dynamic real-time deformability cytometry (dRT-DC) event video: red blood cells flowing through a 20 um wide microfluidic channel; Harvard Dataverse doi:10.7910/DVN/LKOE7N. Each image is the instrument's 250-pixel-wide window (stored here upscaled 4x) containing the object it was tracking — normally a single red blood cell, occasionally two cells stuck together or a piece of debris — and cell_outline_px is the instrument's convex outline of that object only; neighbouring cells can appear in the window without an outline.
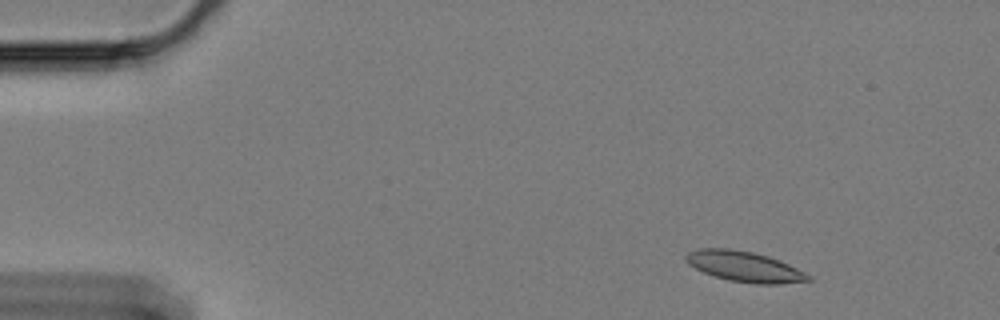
{"species": "Egyptian fruit bat (a non-hibernating species)", "species_latin": "Rousettus aegyptiacus", "temperature_condition": "cold", "stored_images_in_passage": 54, "camera_frame_rate_fps": 3000, "um_per_image_px": 0.085, "animal": {"sex": "female"}, "frame": {"image": 1, "passage_image": 1, "time_ms": 0.0, "image_size_px": [1000, 320], "cell_outline_px": [[812, 280], [780, 284], [756, 284], [728, 280], [704, 272], [688, 264], [684, 260], [684, 256], [688, 252], [700, 248], [732, 248], [752, 252], [768, 256], [780, 260], [812, 276]], "centroid_in_image_um": [63.27, 22.65], "position_along_channel_um": 21.7, "area_um2": 21.73}}
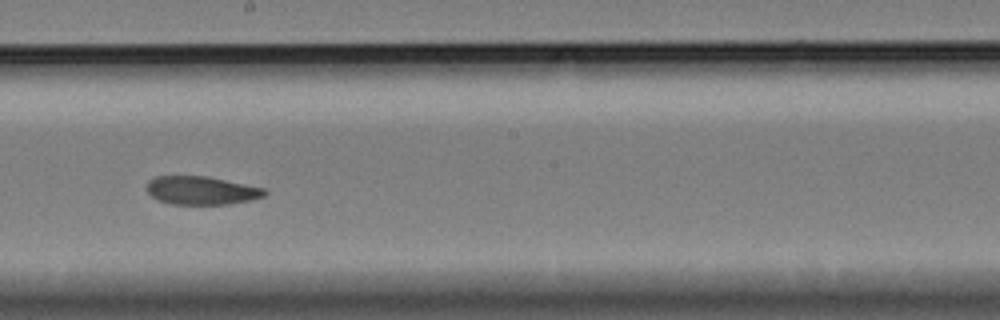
{"frame": {"image": 2, "passage_image": 28, "time_ms": 9.0, "image_size_px": [1000, 320], "cell_outline_px": [[268, 192], [264, 196], [252, 200], [228, 204], [172, 204], [156, 200], [148, 192], [148, 180], [156, 176], [208, 176], [264, 188]], "centroid_in_image_um": [17.13, 16.19], "position_along_channel_um": 231.1, "area_um2": 19.48}}
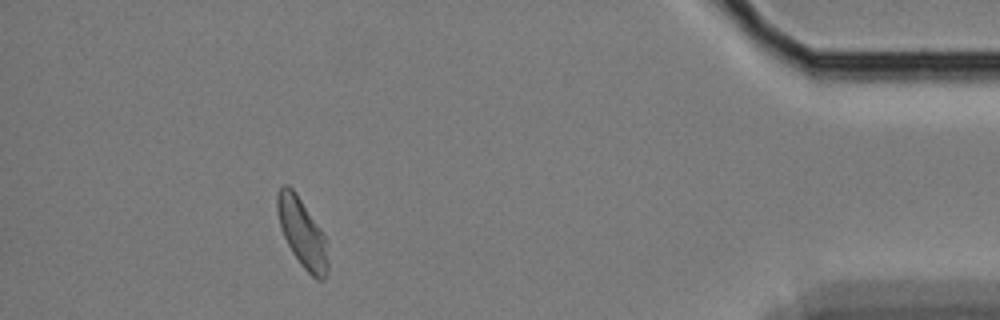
{"frame": {"image": 3, "passage_image": 49, "time_ms": 16.0, "image_size_px": [1000, 320], "cell_outline_px": [[328, 272], [324, 280], [316, 280], [300, 264], [292, 252], [280, 228], [276, 208], [276, 196], [280, 184], [288, 184], [296, 192], [320, 228], [324, 236], [328, 260]], "centroid_in_image_um": [25.66, 19.77], "position_along_channel_um": 409.5, "area_um2": 20.35}, "authors_computed_cell_mechanics": {"area_um2": 20.6346, "velocity_mm_per_s": 3.2697, "shape_relaxation_time_tau1_ms": 10.4177, "shape_relaxation_time_tau2_ms": 3.252, "deformation_change_tau1": 0.198, "deformation_change_tau2": 0.091}}